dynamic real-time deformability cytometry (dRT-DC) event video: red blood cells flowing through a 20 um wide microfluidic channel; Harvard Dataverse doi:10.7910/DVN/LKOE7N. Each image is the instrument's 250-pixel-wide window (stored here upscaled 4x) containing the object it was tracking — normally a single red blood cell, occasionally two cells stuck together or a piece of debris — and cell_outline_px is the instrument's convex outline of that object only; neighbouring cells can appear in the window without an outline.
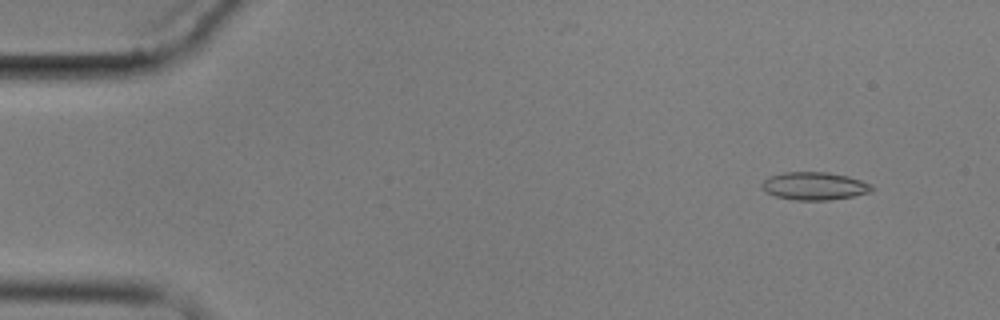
{"species": "common noctule bat (a hibernating species)", "species_latin": "Nyctalus noctula", "temperature_condition": "cold", "stored_images_in_passage": 6, "camera_frame_rate_fps": 3000, "um_per_image_px": 0.085, "animal": {"sex": "male", "body_mass_g": 17.9}, "frame": {"image": 1, "passage_image": 2, "time_ms": 1.333, "image_size_px": [1000, 320], "cell_outline_px": [[876, 188], [872, 192], [852, 196], [828, 200], [792, 200], [776, 196], [764, 192], [760, 188], [760, 184], [768, 176], [784, 172], [828, 172], [848, 176], [872, 184]], "centroid_in_image_um": [69.21, 15.81], "position_along_channel_um": 15.8, "area_um2": 18.15}}
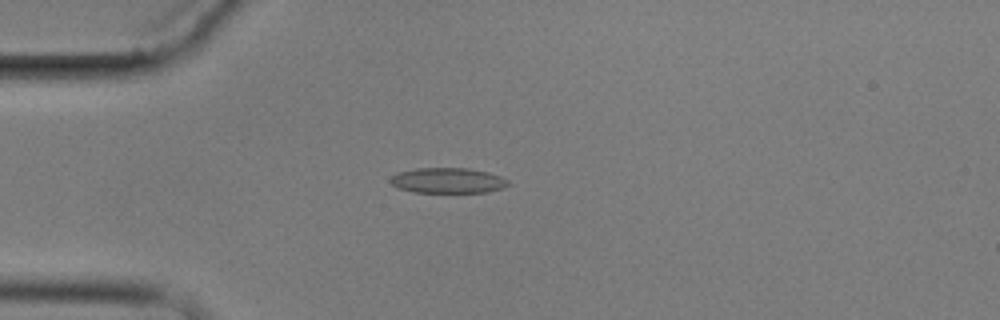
{"frame": {"image": 2, "passage_image": 5, "time_ms": 4.667, "image_size_px": [1000, 320], "cell_outline_px": [[512, 184], [488, 192], [412, 192], [396, 188], [388, 180], [396, 172], [416, 168], [468, 168], [488, 172], [500, 176], [508, 180]], "centroid_in_image_um": [38.03, 15.34], "position_along_channel_um": 47.0, "area_um2": 17.57}}
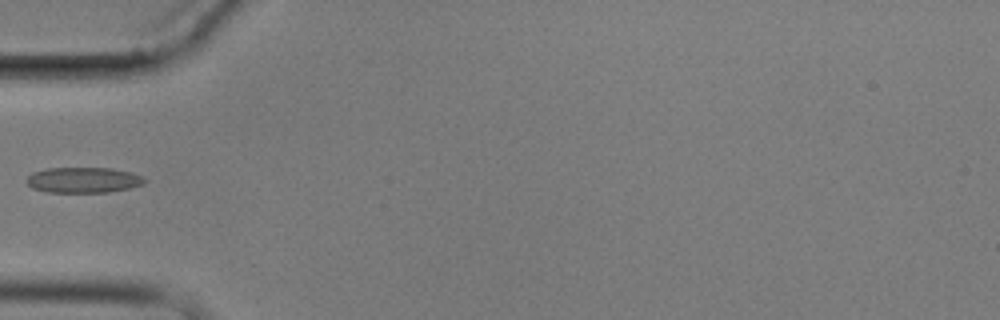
{"frame": {"image": 3, "passage_image": 6, "time_ms": 6.0, "image_size_px": [1000, 320], "cell_outline_px": [[148, 180], [144, 184], [128, 188], [108, 192], [48, 192], [32, 188], [24, 180], [32, 172], [48, 168], [112, 168], [132, 172]], "centroid_in_image_um": [7.08, 15.29], "position_along_channel_um": 77.9, "area_um2": 17.63}}